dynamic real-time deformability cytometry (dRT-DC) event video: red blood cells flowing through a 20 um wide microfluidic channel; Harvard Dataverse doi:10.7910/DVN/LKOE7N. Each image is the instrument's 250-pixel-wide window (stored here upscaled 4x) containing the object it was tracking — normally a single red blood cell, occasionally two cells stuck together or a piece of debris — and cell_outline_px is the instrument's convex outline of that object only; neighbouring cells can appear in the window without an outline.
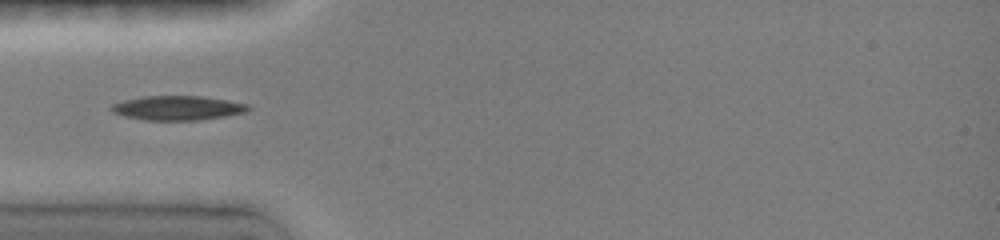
{"species": "common noctule bat (a hibernating species)", "species_latin": "Nyctalus noctula", "temperature_condition": "room temperature", "stored_images_in_passage": 32, "camera_frame_rate_fps": 3000, "um_per_image_px": 0.085, "animal": {"sex": "female", "body_mass_g": 19.0, "forearm_length_mm": 51.5}, "frame": {"image": 1, "passage_image": 1, "time_ms": 0.0, "image_size_px": [1000, 240], "cell_outline_px": [[252, 108], [248, 112], [224, 116], [196, 120], [144, 120], [124, 116], [112, 112], [108, 108], [112, 104], [124, 100], [144, 96], [200, 96], [248, 104]], "centroid_in_image_um": [15.07, 9.18], "position_along_channel_um": 69.9, "area_um2": 19.36}}
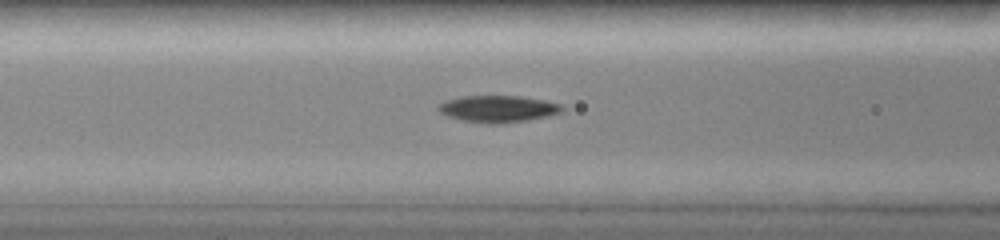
{"frame": {"image": 2, "passage_image": 4, "time_ms": 1.333, "image_size_px": [1000, 240], "cell_outline_px": [[564, 108], [560, 112], [548, 116], [528, 120], [504, 124], [488, 124], [460, 120], [448, 116], [440, 112], [436, 108], [440, 104], [448, 100], [460, 96], [516, 96], [544, 100], [560, 104]], "centroid_in_image_um": [42.32, 9.26], "position_along_channel_um": 124.3, "area_um2": 19.31}}
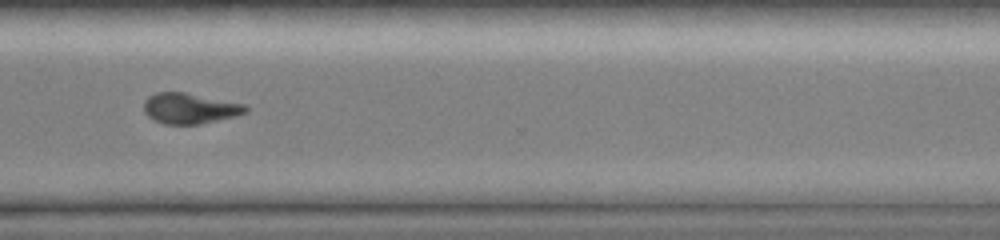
{"frame": {"image": 3, "passage_image": 31, "time_ms": 7.0, "image_size_px": [1000, 240], "cell_outline_px": [[248, 112], [236, 116], [200, 124], [164, 124], [148, 116], [144, 112], [144, 100], [148, 96], [156, 92], [184, 92], [244, 104], [248, 108]], "centroid_in_image_um": [16.12, 9.21], "position_along_channel_um": 354.5, "area_um2": 18.09}}